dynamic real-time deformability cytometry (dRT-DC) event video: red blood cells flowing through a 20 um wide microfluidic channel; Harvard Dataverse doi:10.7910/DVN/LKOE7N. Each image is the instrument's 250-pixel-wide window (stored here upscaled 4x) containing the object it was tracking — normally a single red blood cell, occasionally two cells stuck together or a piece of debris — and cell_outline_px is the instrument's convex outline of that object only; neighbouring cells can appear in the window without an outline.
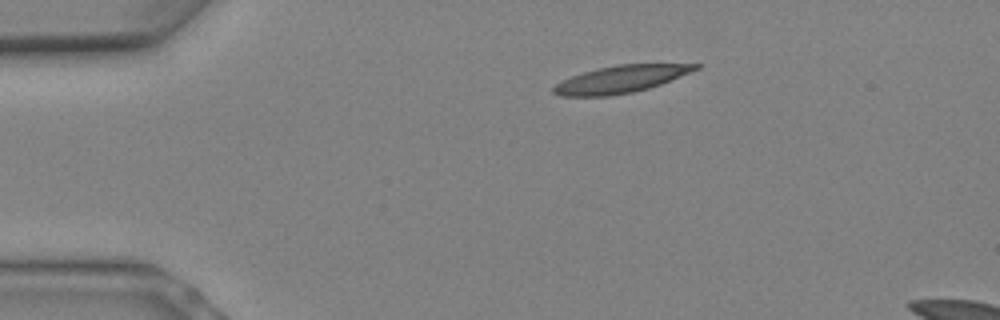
{"species": "Egyptian fruit bat (a non-hibernating species)", "species_latin": "Rousettus aegyptiacus", "temperature_condition": "warm", "stored_images_in_passage": 4, "camera_frame_rate_fps": 3000, "um_per_image_px": 0.085, "animal": {"sex": "female"}, "frame": {"image": 1, "passage_image": 1, "time_ms": 0.0, "image_size_px": [1000, 320], "cell_outline_px": [[700, 68], [660, 84], [648, 88], [632, 92], [608, 96], [560, 96], [552, 92], [552, 88], [556, 84], [572, 76], [584, 72], [600, 68], [620, 64], [700, 64]], "centroid_in_image_um": [52.75, 6.74], "position_along_channel_um": 32.3, "area_um2": 22.08}}